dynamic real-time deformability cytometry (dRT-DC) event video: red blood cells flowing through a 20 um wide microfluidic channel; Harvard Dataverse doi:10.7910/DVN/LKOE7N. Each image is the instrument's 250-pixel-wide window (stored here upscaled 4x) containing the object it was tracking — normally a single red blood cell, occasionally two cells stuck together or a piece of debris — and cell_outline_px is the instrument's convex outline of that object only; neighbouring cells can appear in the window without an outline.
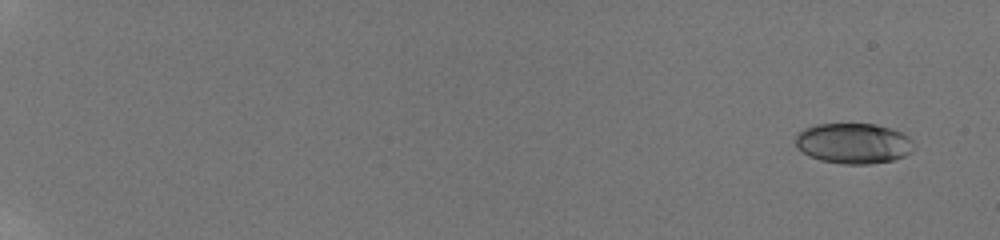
{"species": "human", "species_latin": "Homo sapiens", "temperature_condition": "room temperature", "stored_images_in_passage": 47, "camera_frame_rate_fps": 3000, "um_per_image_px": 0.085, "donor": {"sex": "male"}, "frame": {"image": 1, "passage_image": 1, "time_ms": 0.0, "image_size_px": [1000, 240], "cell_outline_px": [[912, 152], [904, 156], [892, 160], [868, 164], [844, 164], [820, 160], [804, 152], [796, 144], [796, 132], [804, 128], [816, 124], [876, 124], [904, 132], [912, 140]], "centroid_in_image_um": [72.56, 12.17], "position_along_channel_um": 12.4, "area_um2": 27.86}}
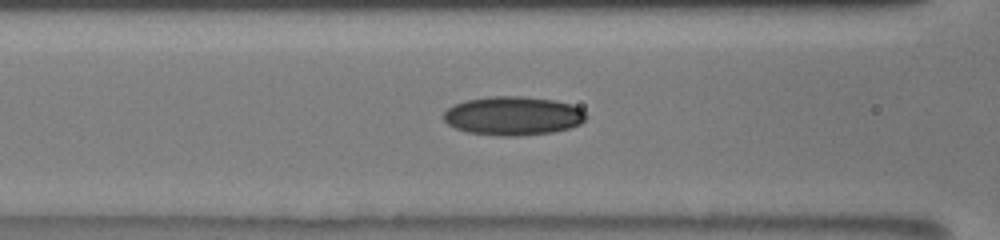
{"frame": {"image": 2, "passage_image": 36, "time_ms": 8.667, "image_size_px": [1000, 240], "cell_outline_px": [[584, 120], [580, 124], [568, 128], [552, 132], [516, 136], [496, 136], [468, 132], [456, 128], [448, 124], [444, 120], [444, 112], [448, 108], [456, 104], [468, 100], [492, 96], [524, 96], [552, 100], [568, 104], [580, 108], [584, 112]], "centroid_in_image_um": [43.58, 9.85], "position_along_channel_um": 123.0, "area_um2": 31.85}}
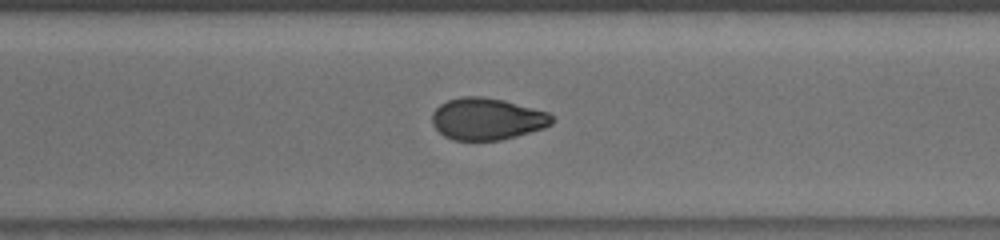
{"frame": {"image": 3, "passage_image": 47, "time_ms": 14.0, "image_size_px": [1000, 240], "cell_outline_px": [[552, 124], [544, 128], [516, 136], [500, 140], [452, 140], [444, 136], [432, 124], [432, 112], [440, 104], [448, 100], [464, 96], [484, 96], [504, 100], [548, 112], [552, 116]], "centroid_in_image_um": [41.38, 10.1], "position_along_channel_um": 329.2, "area_um2": 29.25}}